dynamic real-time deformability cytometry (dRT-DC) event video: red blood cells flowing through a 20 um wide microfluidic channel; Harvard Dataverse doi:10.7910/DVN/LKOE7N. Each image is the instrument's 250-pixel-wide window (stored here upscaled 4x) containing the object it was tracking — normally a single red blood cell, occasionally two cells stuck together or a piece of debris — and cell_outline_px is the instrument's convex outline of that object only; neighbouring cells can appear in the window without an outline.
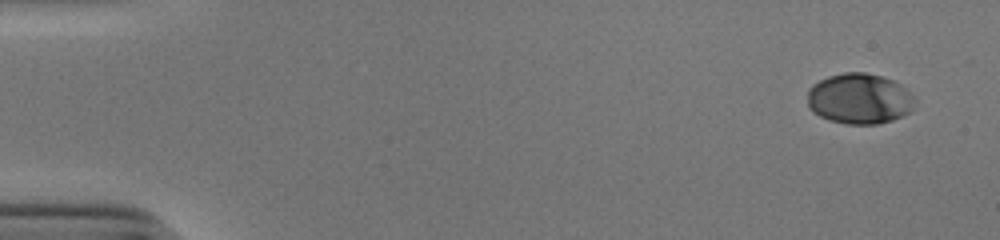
{"species": "human", "species_latin": "Homo sapiens", "temperature_condition": "cold", "stored_images_in_passage": 6, "segment_of_instrument_passage": [2, 2], "camera_frame_rate_fps": 3000, "um_per_image_px": 0.085, "donor": {"sex": "male"}, "frame": {"image": 1, "passage_image": 6, "time_ms": 1.667, "image_size_px": [1000, 240], "cell_outline_px": [[916, 100], [912, 108], [908, 112], [892, 120], [876, 124], [848, 124], [828, 120], [812, 112], [808, 108], [808, 88], [812, 84], [828, 76], [844, 72], [864, 72], [880, 76], [892, 80], [900, 84]], "centroid_in_image_um": [73.0, 8.39], "position_along_channel_um": 12.0, "area_um2": 31.62}}